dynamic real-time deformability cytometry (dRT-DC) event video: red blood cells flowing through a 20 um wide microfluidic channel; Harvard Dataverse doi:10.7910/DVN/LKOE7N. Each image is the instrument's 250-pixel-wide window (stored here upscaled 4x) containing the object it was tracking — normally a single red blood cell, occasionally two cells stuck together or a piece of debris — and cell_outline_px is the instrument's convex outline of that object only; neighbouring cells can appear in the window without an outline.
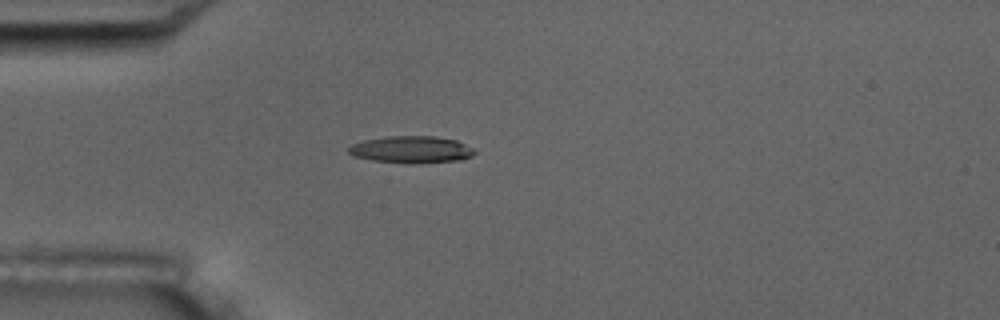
{"species": "common noctule bat (a hibernating species)", "species_latin": "Nyctalus noctula", "temperature_condition": "room temperature", "stored_images_in_passage": 3, "camera_frame_rate_fps": 3000, "um_per_image_px": 0.085, "animal": {"sex": "male", "body_mass_g": 17.5, "forearm_length_mm": 52.3}, "frame": {"image": 1, "passage_image": 2, "time_ms": 1.333, "image_size_px": [1000, 320], "cell_outline_px": [[476, 152], [472, 156], [460, 160], [420, 164], [404, 164], [372, 160], [356, 156], [348, 152], [348, 148], [352, 144], [364, 140], [388, 136], [436, 136], [456, 140], [472, 148]], "centroid_in_image_um": [34.98, 12.72], "position_along_channel_um": 50.0, "area_um2": 20.0}}